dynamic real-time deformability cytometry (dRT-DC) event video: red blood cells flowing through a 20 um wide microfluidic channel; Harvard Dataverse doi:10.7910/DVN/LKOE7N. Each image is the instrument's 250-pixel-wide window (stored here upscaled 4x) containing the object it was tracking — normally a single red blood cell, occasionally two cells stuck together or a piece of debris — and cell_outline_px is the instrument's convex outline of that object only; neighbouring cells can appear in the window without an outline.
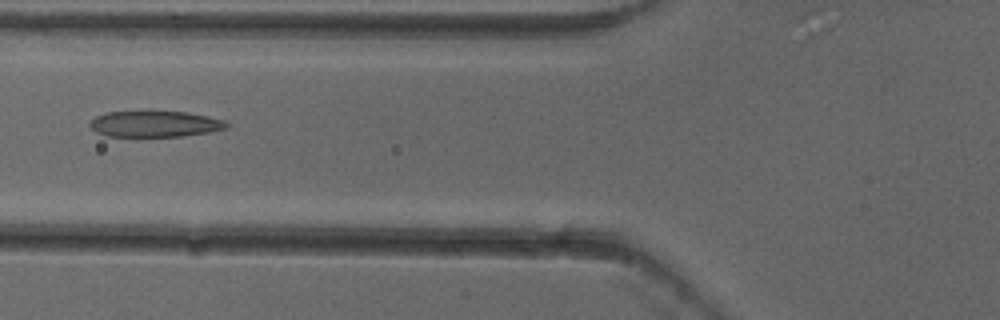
{"species": "common noctule bat (a hibernating species)", "species_latin": "Nyctalus noctula", "temperature_condition": "cold", "stored_images_in_passage": 6, "camera_frame_rate_fps": 3000, "um_per_image_px": 0.085, "animal": {"sex": "female"}, "frame": {"image": 1, "passage_image": 6, "time_ms": 1.667, "image_size_px": [1000, 320], "cell_outline_px": [[228, 128], [208, 132], [184, 136], [108, 136], [96, 132], [88, 124], [88, 120], [104, 112], [188, 112], [208, 116], [224, 120], [228, 124]], "centroid_in_image_um": [13.14, 10.53], "position_along_channel_um": 112.7, "area_um2": 20.69}}